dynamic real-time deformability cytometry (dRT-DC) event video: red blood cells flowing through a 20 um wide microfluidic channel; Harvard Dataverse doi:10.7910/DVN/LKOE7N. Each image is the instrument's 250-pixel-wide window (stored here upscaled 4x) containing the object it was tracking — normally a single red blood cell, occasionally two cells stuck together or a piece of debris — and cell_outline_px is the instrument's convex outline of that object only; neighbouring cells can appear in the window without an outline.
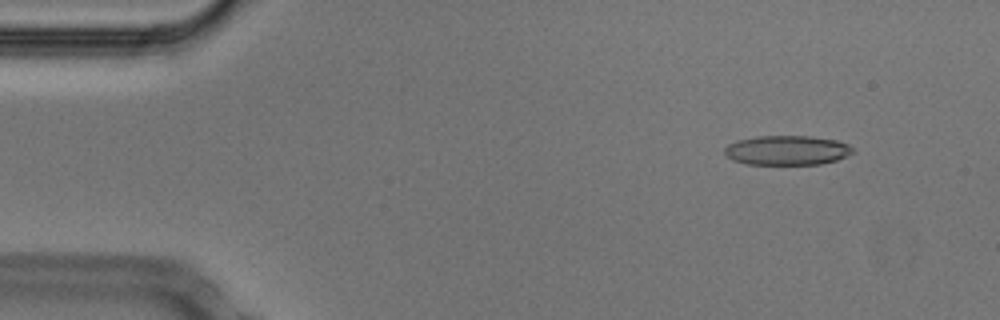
{"species": "Egyptian fruit bat (a non-hibernating species)", "species_latin": "Rousettus aegyptiacus", "temperature_condition": "cold", "stored_images_in_passage": 52, "camera_frame_rate_fps": 3000, "um_per_image_px": 0.085, "animal": {"sex": "male"}, "frame": {"image": 1, "passage_image": 5, "time_ms": 1.333, "image_size_px": [1000, 320], "cell_outline_px": [[852, 152], [848, 156], [836, 160], [820, 164], [748, 164], [732, 160], [724, 152], [724, 148], [728, 144], [736, 140], [756, 136], [812, 136], [836, 140], [848, 144], [852, 148]], "centroid_in_image_um": [66.88, 12.77], "position_along_channel_um": 18.1, "area_um2": 22.08}}
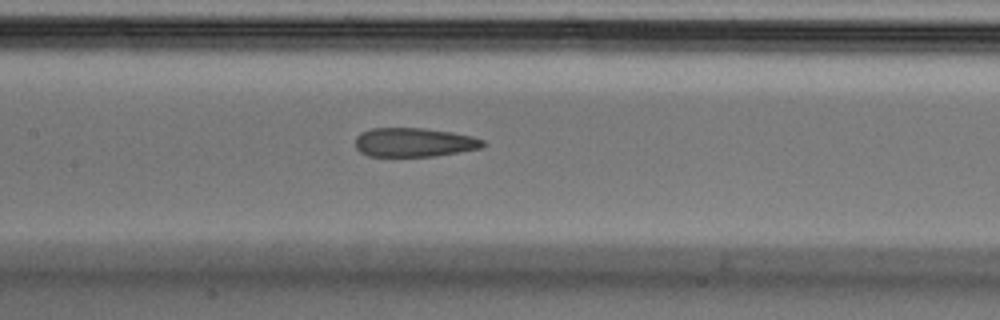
{"frame": {"image": 2, "passage_image": 24, "time_ms": 7.667, "image_size_px": [1000, 320], "cell_outline_px": [[484, 144], [480, 148], [432, 156], [368, 156], [360, 152], [356, 148], [356, 136], [360, 132], [372, 128], [424, 128], [452, 132], [472, 136], [484, 140]], "centroid_in_image_um": [35.15, 12.09], "position_along_channel_um": 172.2, "area_um2": 21.44}}
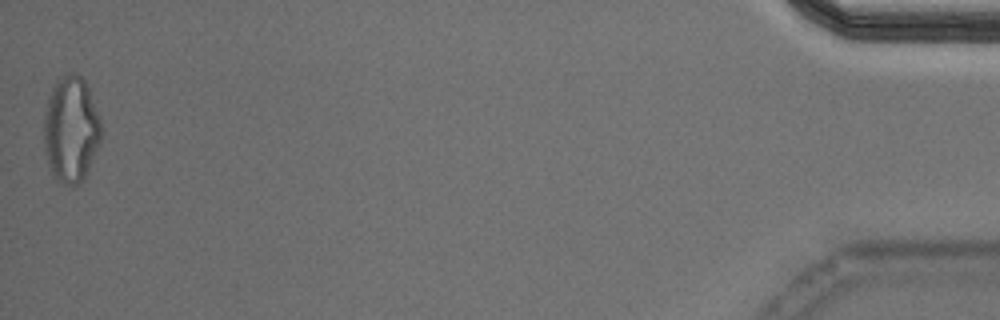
{"frame": {"image": 3, "passage_image": 52, "time_ms": 17.0, "image_size_px": [1000, 320], "cell_outline_px": [[100, 140], [88, 172], [76, 184], [64, 184], [52, 176], [44, 152], [44, 112], [52, 88], [68, 72], [76, 72], [84, 80], [88, 88], [100, 120]], "centroid_in_image_um": [6.01, 11.01], "position_along_channel_um": 429.2, "area_um2": 34.97}, "authors_computed_cell_mechanics": {"area_um2": 22.9755, "velocity_mm_per_s": 3.7696, "shape_relaxation_time_tau1_ms": null, "shape_relaxation_time_tau2_ms": 3.1967, "deformation_change_tau1": null, "deformation_change_tau2": 0.1295}}